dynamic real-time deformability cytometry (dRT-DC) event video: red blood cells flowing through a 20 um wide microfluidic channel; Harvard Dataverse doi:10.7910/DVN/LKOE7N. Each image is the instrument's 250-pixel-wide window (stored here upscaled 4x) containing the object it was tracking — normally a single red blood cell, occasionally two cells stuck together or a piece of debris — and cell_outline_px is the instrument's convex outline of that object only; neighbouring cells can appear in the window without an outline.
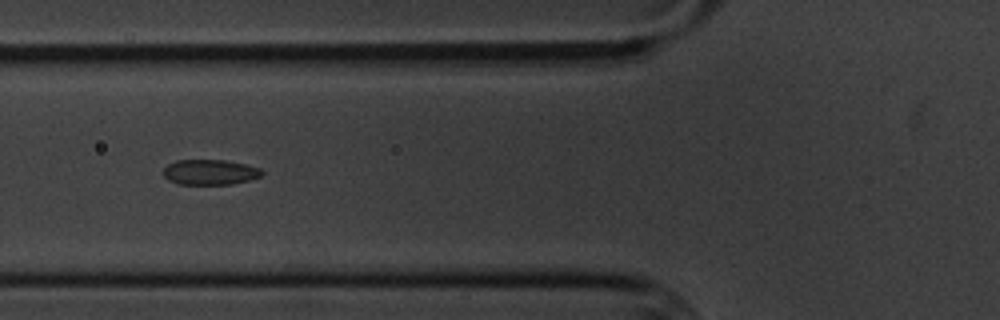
{"species": "common noctule bat (a hibernating species)", "species_latin": "Nyctalus noctula", "temperature_condition": "cold", "stored_images_in_passage": 10, "camera_frame_rate_fps": 3000, "um_per_image_px": 0.085, "animal": {"sex": "male", "body_mass_g": 20.1, "forearm_length_mm": 53.5}, "frame": {"image": 1, "passage_image": 5, "time_ms": 5.667, "image_size_px": [1000, 320], "cell_outline_px": [[264, 172], [260, 176], [248, 180], [232, 184], [176, 184], [168, 180], [164, 176], [164, 168], [168, 164], [176, 160], [224, 160], [244, 164], [260, 168]], "centroid_in_image_um": [17.82, 14.63], "position_along_channel_um": 108.0, "area_um2": 14.45}}
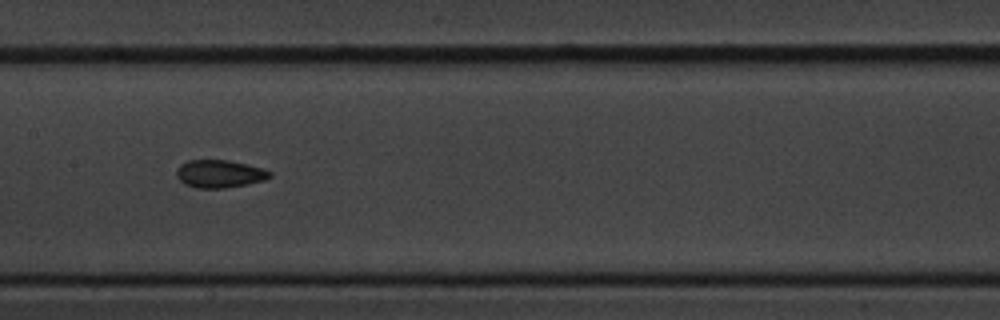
{"frame": {"image": 2, "passage_image": 7, "time_ms": 8.0, "image_size_px": [1000, 320], "cell_outline_px": [[272, 176], [264, 180], [248, 184], [224, 188], [196, 188], [184, 184], [176, 176], [176, 172], [180, 164], [188, 160], [228, 160], [248, 164], [264, 168], [272, 172]], "centroid_in_image_um": [18.68, 14.77], "position_along_channel_um": 188.7, "area_um2": 15.26}}
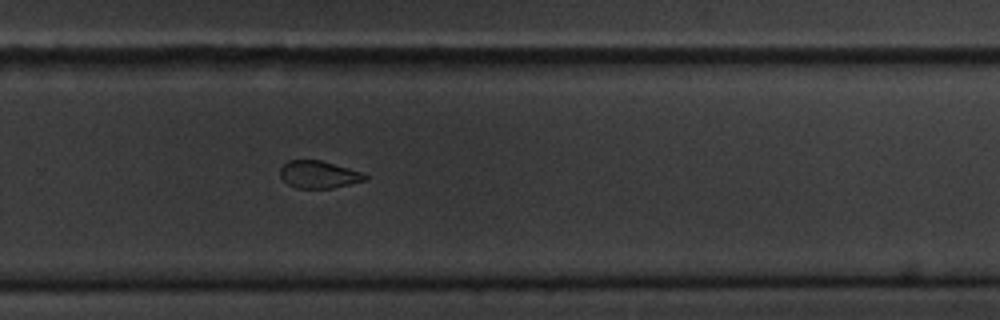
{"frame": {"image": 3, "passage_image": 10, "time_ms": 11.333, "image_size_px": [1000, 320], "cell_outline_px": [[368, 180], [332, 188], [296, 188], [288, 184], [280, 176], [280, 168], [288, 160], [320, 160], [364, 172], [368, 176]], "centroid_in_image_um": [27.13, 14.83], "position_along_channel_um": 302.7, "area_um2": 13.64}}